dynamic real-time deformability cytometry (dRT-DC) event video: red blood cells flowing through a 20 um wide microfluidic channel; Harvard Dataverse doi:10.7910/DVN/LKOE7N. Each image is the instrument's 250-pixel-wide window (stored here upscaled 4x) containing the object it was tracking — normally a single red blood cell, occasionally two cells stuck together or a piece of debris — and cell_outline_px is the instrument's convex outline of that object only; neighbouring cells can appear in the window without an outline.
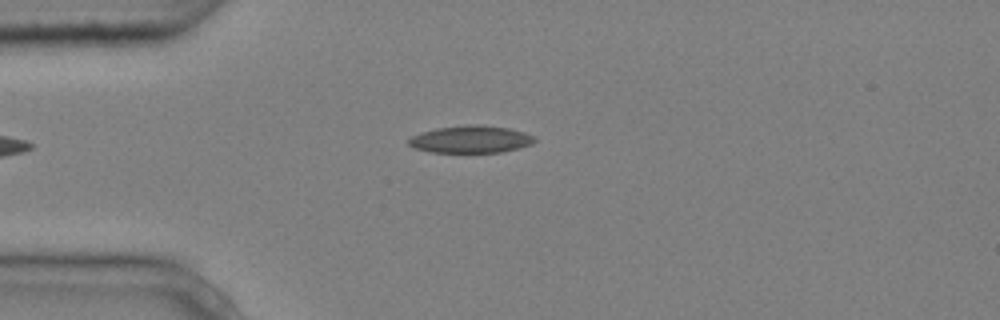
{"species": "common noctule bat (a hibernating species)", "species_latin": "Nyctalus noctula", "temperature_condition": "cold", "stored_images_in_passage": 2, "camera_frame_rate_fps": 3000, "um_per_image_px": 0.085, "animal": {"sex": "male", "body_mass_g": 20.4}, "frame": {"image": 1, "passage_image": 2, "time_ms": 0.333, "image_size_px": [1000, 320], "cell_outline_px": [[536, 140], [532, 144], [520, 148], [500, 152], [432, 152], [416, 148], [408, 144], [408, 140], [412, 136], [420, 132], [436, 128], [468, 124], [484, 124], [508, 128], [524, 132], [536, 136]], "centroid_in_image_um": [40.05, 11.82], "position_along_channel_um": 45.0, "area_um2": 20.17}}